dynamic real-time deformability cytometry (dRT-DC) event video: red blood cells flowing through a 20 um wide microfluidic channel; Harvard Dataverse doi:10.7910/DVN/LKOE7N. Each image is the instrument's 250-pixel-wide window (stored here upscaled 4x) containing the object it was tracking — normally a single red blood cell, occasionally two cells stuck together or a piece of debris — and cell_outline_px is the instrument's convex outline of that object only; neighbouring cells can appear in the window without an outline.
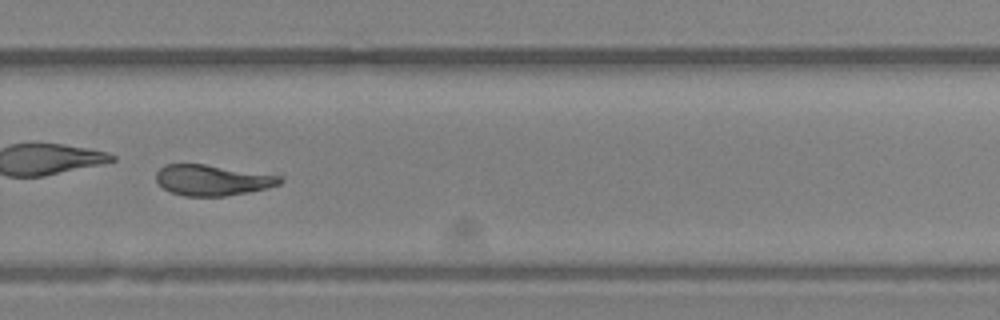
{"species": "Egyptian fruit bat (a non-hibernating species)", "species_latin": "Rousettus aegyptiacus", "temperature_condition": "room temperature", "stored_images_in_passage": 32, "camera_frame_rate_fps": 3000, "um_per_image_px": 0.085, "animal": {"sex": "female"}, "frame": {"image": 1, "passage_image": 23, "time_ms": 7.333, "image_size_px": [1000, 320], "cell_outline_px": [[284, 180], [280, 184], [268, 188], [248, 192], [224, 196], [184, 196], [172, 192], [164, 188], [156, 180], [156, 172], [164, 164], [204, 164], [284, 176]], "centroid_in_image_um": [18.08, 15.31], "position_along_channel_um": 311.7, "area_um2": 22.2}}